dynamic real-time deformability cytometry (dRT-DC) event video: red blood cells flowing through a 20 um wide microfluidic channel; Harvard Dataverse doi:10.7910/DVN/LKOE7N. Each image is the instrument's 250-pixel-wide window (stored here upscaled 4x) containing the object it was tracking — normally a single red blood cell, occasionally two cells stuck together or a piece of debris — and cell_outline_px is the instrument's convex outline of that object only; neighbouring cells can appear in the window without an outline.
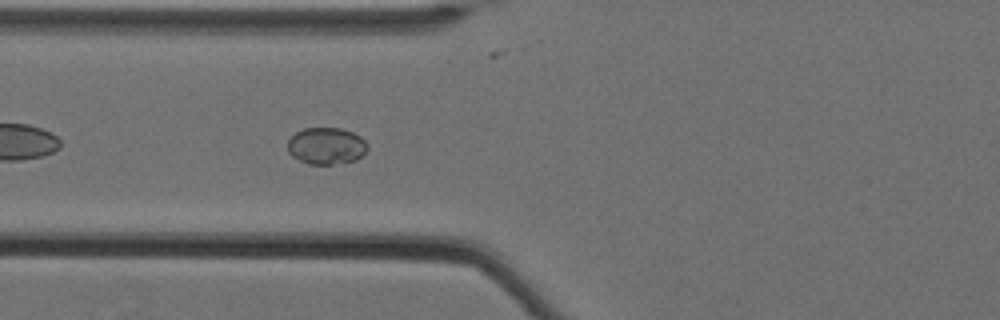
{"species": "Egyptian fruit bat (a non-hibernating species)", "species_latin": "Rousettus aegyptiacus", "temperature_condition": "cold", "stored_images_in_passage": 40, "camera_frame_rate_fps": 3000, "um_per_image_px": 0.085, "animal": {"sex": "female"}, "frame": {"image": 1, "passage_image": 6, "time_ms": 1.667, "image_size_px": [1000, 320], "cell_outline_px": [[368, 148], [356, 160], [332, 164], [308, 164], [292, 156], [288, 152], [288, 140], [296, 132], [304, 128], [340, 128], [352, 132], [360, 136], [368, 144]], "centroid_in_image_um": [27.73, 12.4], "position_along_channel_um": 98.1, "area_um2": 17.05}}
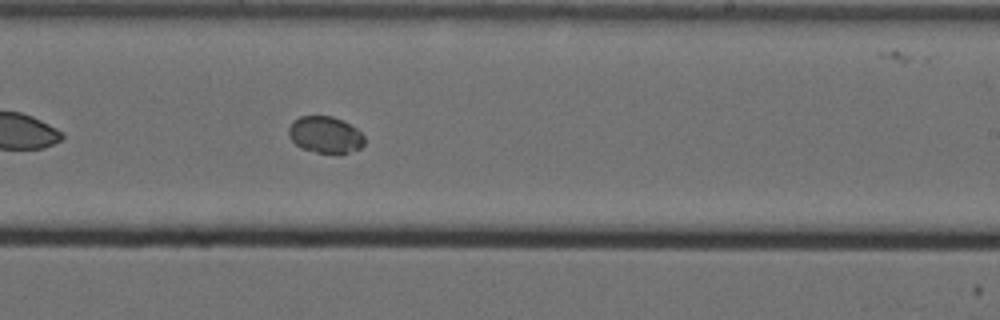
{"frame": {"image": 2, "passage_image": 20, "time_ms": 6.333, "image_size_px": [1000, 320], "cell_outline_px": [[364, 144], [360, 148], [348, 152], [316, 152], [300, 148], [288, 136], [288, 128], [300, 116], [332, 116], [356, 128], [364, 136]], "centroid_in_image_um": [27.63, 11.45], "position_along_channel_um": 261.4, "area_um2": 15.84}}
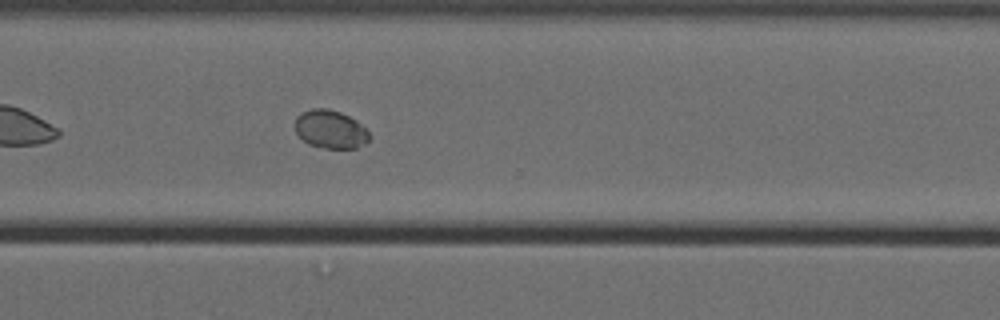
{"frame": {"image": 3, "passage_image": 27, "time_ms": 8.667, "image_size_px": [1000, 320], "cell_outline_px": [[368, 140], [364, 144], [356, 148], [324, 148], [308, 144], [296, 132], [296, 116], [312, 108], [328, 108], [340, 112], [356, 120], [368, 132]], "centroid_in_image_um": [28.07, 10.99], "position_along_channel_um": 342.5, "area_um2": 16.3}}